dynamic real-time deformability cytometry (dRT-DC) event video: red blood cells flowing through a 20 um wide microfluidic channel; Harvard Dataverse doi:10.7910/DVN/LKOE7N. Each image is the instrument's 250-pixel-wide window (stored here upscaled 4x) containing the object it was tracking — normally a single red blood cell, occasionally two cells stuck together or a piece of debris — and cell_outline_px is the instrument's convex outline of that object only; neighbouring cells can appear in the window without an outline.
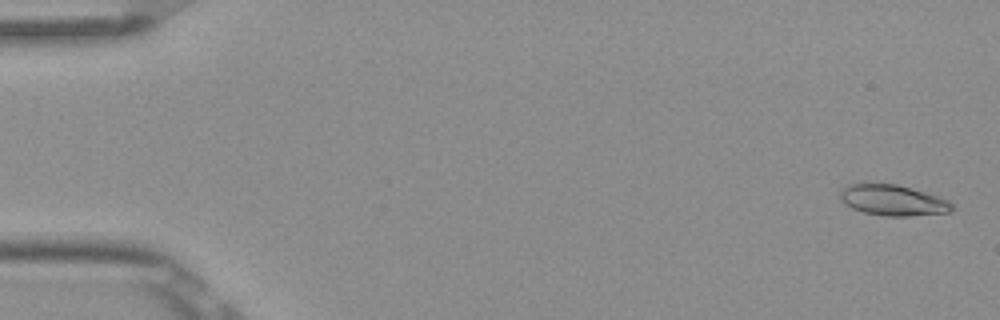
{"species": "Egyptian fruit bat (a non-hibernating species)", "species_latin": "Rousettus aegyptiacus", "temperature_condition": "room temperature", "stored_images_in_passage": 3, "camera_frame_rate_fps": 3000, "um_per_image_px": 0.085, "frame": {"image": 1, "passage_image": 1, "time_ms": 0.0, "image_size_px": [1000, 320], "cell_outline_px": [[952, 212], [908, 216], [884, 216], [864, 212], [852, 208], [844, 204], [840, 196], [840, 192], [848, 184], [860, 180], [868, 180], [896, 184], [924, 192], [948, 200], [952, 204]], "centroid_in_image_um": [75.81, 16.97], "position_along_channel_um": 9.2, "area_um2": 20.58}}